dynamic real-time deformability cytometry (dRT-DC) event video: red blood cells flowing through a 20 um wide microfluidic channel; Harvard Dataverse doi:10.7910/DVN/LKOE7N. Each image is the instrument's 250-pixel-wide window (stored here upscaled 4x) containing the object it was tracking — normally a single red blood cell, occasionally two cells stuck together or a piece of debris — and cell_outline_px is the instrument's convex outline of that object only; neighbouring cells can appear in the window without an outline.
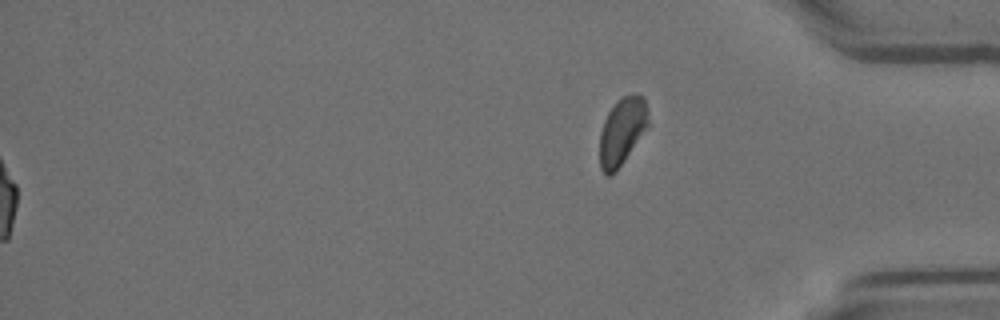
{"species": "Egyptian fruit bat (a non-hibernating species)", "species_latin": "Rousettus aegyptiacus", "temperature_condition": "room temperature", "stored_images_in_passage": 39, "segment_of_instrument_passage": [2, 2], "camera_frame_rate_fps": 3000, "um_per_image_px": 0.085, "animal": {"sex": "female"}, "frame": {"image": 1, "passage_image": 39, "time_ms": 12.667, "image_size_px": [1000, 320], "cell_outline_px": [[648, 128], [616, 172], [608, 176], [600, 168], [600, 132], [604, 120], [608, 112], [616, 100], [624, 96], [644, 96], [648, 120]], "centroid_in_image_um": [52.86, 11.19], "position_along_channel_um": 382.3, "area_um2": 18.9}}